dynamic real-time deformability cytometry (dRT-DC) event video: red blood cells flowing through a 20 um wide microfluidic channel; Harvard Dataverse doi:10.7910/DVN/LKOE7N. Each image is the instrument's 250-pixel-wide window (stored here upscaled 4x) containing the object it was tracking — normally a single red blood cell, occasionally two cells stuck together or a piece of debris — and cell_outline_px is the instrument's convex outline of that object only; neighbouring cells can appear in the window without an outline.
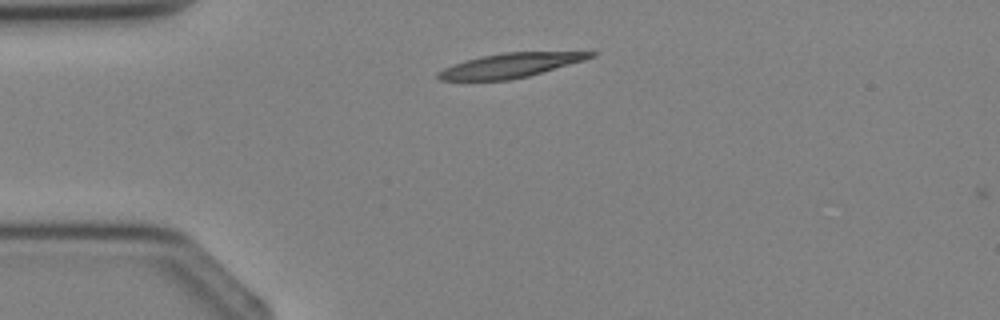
{"species": "Egyptian fruit bat (a non-hibernating species)", "species_latin": "Rousettus aegyptiacus", "temperature_condition": "cold", "stored_images_in_passage": 2, "camera_frame_rate_fps": 3000, "um_per_image_px": 0.085, "animal": {"sex": "female"}, "frame": {"image": 1, "passage_image": 1, "time_ms": 0.0, "image_size_px": [1000, 320], "cell_outline_px": [[596, 56], [584, 60], [528, 76], [508, 80], [440, 80], [436, 76], [436, 72], [444, 68], [464, 60], [480, 56], [504, 52], [596, 52]], "centroid_in_image_um": [43.33, 5.55], "position_along_channel_um": 41.7, "area_um2": 21.44}}